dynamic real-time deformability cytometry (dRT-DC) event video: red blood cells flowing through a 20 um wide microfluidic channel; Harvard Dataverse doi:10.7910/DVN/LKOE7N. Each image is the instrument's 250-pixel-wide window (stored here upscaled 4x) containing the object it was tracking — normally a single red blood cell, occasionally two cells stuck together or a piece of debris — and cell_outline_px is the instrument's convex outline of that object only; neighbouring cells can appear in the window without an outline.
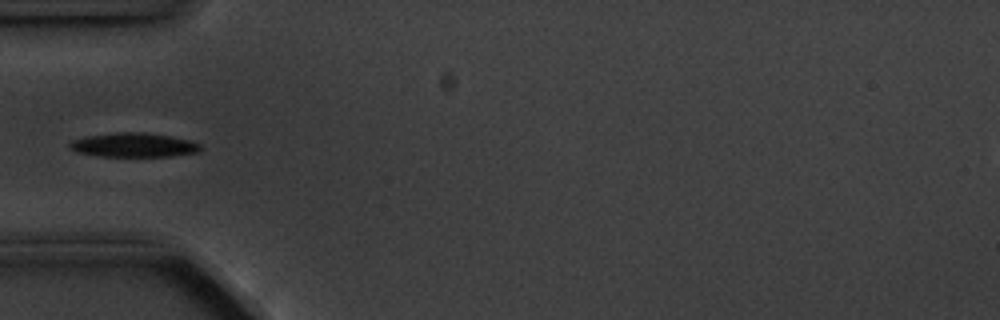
{"species": "common noctule bat (a hibernating species)", "species_latin": "Nyctalus noctula", "temperature_condition": "cold", "stored_images_in_passage": 6, "camera_frame_rate_fps": 3000, "um_per_image_px": 0.085, "animal": {"sex": "male", "body_mass_g": 20.1, "forearm_length_mm": 53.5}, "frame": {"image": 1, "passage_image": 6, "time_ms": 5.667, "image_size_px": [1000, 320], "cell_outline_px": [[204, 148], [200, 152], [172, 156], [100, 156], [80, 152], [68, 148], [68, 144], [72, 140], [84, 136], [116, 132], [144, 132], [172, 136], [192, 140], [200, 144]], "centroid_in_image_um": [11.42, 12.31], "position_along_channel_um": 73.6, "area_um2": 18.67}}